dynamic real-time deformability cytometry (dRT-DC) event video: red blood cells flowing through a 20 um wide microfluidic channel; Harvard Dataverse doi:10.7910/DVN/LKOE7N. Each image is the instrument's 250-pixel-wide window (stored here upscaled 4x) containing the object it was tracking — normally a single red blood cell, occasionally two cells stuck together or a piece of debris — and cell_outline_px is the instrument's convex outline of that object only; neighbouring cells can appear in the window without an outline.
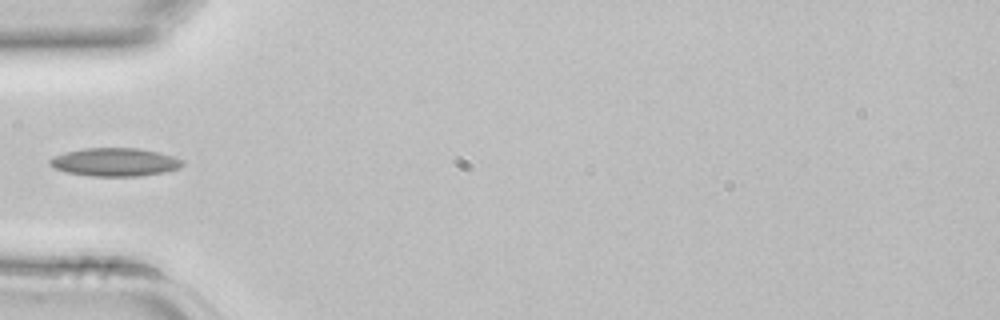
{"species": "common noctule bat (a hibernating species)", "species_latin": "Nyctalus noctula", "temperature_condition": "room temperature", "stored_images_in_passage": 4, "camera_frame_rate_fps": 3000, "um_per_image_px": 0.085, "animal": {"sex": "female", "body_mass_g": 22.7, "forearm_length_mm": 54.2}, "frame": {"image": 1, "passage_image": 4, "time_ms": 1.0, "image_size_px": [1000, 320], "cell_outline_px": [[184, 164], [180, 168], [164, 172], [140, 176], [92, 176], [68, 172], [56, 168], [48, 164], [48, 160], [52, 156], [64, 152], [84, 148], [140, 148], [160, 152], [184, 160]], "centroid_in_image_um": [9.78, 13.77], "position_along_channel_um": 75.2, "area_um2": 21.96}}